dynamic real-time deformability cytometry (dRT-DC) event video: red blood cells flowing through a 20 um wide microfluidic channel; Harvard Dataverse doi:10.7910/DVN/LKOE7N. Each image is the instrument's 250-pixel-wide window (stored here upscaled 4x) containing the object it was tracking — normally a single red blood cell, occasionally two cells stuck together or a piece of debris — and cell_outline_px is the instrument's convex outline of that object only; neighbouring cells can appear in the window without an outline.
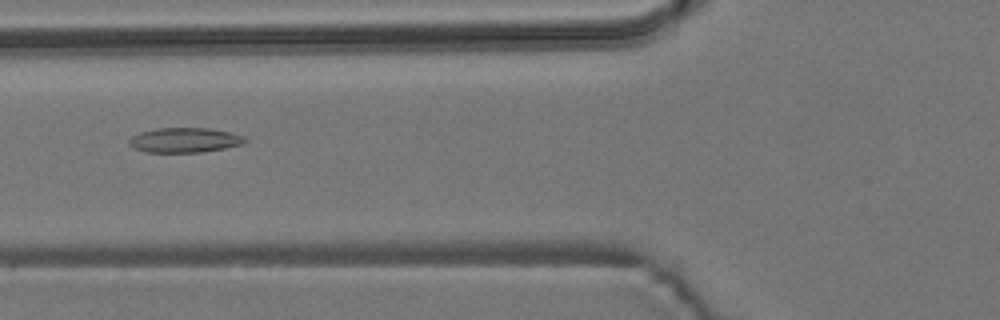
{"species": "common noctule bat (a hibernating species)", "species_latin": "Nyctalus noctula", "temperature_condition": "room temperature", "stored_images_in_passage": 22, "camera_frame_rate_fps": 3000, "um_per_image_px": 0.085, "animal": {"sex": "male", "body_mass_g": 19.2, "forearm_length_mm": 51.8}, "frame": {"image": 1, "passage_image": 12, "time_ms": 3.667, "image_size_px": [1000, 320], "cell_outline_px": [[248, 140], [244, 144], [224, 148], [200, 152], [144, 152], [128, 144], [128, 140], [132, 136], [140, 132], [156, 128], [208, 128], [232, 132], [244, 136]], "centroid_in_image_um": [15.71, 11.9], "position_along_channel_um": 110.1, "area_um2": 16.82}}
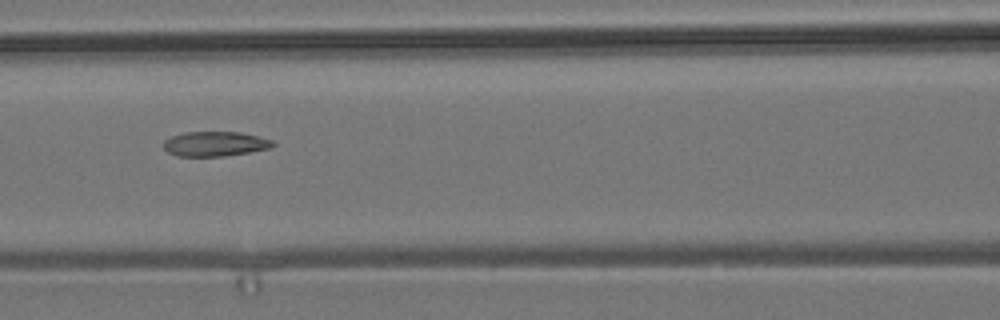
{"frame": {"image": 2, "passage_image": 15, "time_ms": 4.667, "image_size_px": [1000, 320], "cell_outline_px": [[276, 144], [272, 148], [224, 156], [176, 156], [168, 152], [164, 148], [164, 140], [172, 136], [184, 132], [240, 132], [272, 140]], "centroid_in_image_um": [18.28, 12.23], "position_along_channel_um": 148.3, "area_um2": 15.72}}
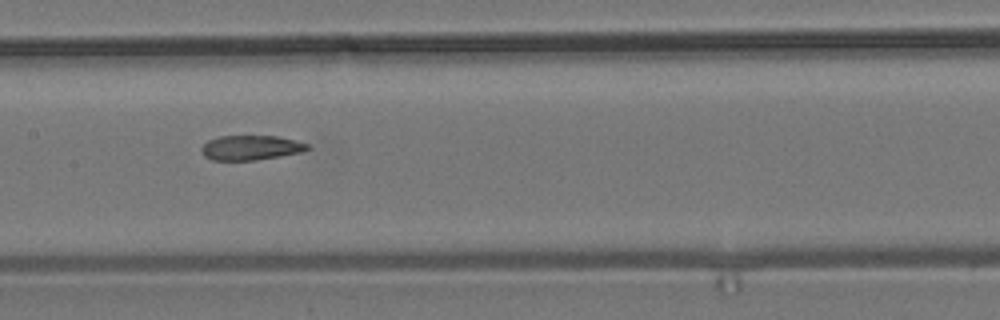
{"frame": {"image": 3, "passage_image": 18, "time_ms": 5.667, "image_size_px": [1000, 320], "cell_outline_px": [[312, 148], [300, 152], [280, 156], [256, 160], [212, 160], [204, 156], [200, 152], [200, 148], [208, 140], [220, 136], [276, 136], [296, 140], [308, 144]], "centroid_in_image_um": [21.3, 12.55], "position_along_channel_um": 186.1, "area_um2": 15.32}}